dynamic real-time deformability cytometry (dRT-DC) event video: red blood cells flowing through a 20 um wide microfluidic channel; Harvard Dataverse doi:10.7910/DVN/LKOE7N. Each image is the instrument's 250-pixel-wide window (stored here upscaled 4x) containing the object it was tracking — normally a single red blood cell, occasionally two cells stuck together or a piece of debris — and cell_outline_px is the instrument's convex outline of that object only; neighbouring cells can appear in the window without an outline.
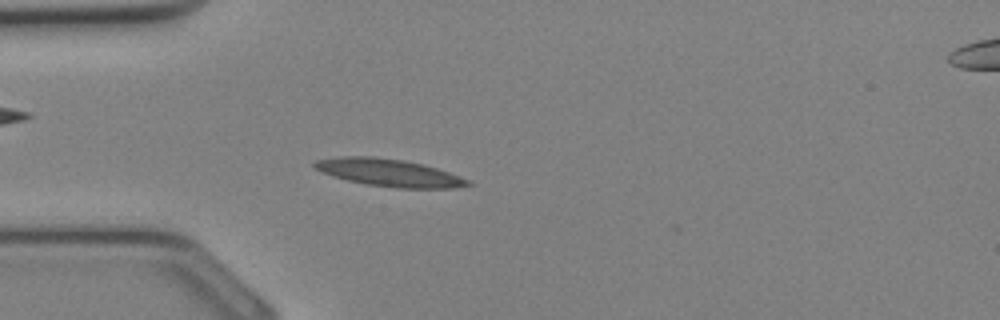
{"species": "Egyptian fruit bat (a non-hibernating species)", "species_latin": "Rousettus aegyptiacus", "temperature_condition": "cold", "stored_images_in_passage": 7, "camera_frame_rate_fps": 3000, "um_per_image_px": 0.085, "animal": {"sex": "female"}, "frame": {"image": 1, "passage_image": 4, "time_ms": 1.0, "image_size_px": [1000, 320], "cell_outline_px": [[472, 184], [452, 188], [396, 188], [368, 184], [348, 180], [332, 176], [316, 168], [312, 164], [316, 160], [340, 156], [372, 156], [404, 160], [436, 168], [448, 172], [468, 180]], "centroid_in_image_um": [33.04, 14.67], "position_along_channel_um": 52.0, "area_um2": 24.1}}